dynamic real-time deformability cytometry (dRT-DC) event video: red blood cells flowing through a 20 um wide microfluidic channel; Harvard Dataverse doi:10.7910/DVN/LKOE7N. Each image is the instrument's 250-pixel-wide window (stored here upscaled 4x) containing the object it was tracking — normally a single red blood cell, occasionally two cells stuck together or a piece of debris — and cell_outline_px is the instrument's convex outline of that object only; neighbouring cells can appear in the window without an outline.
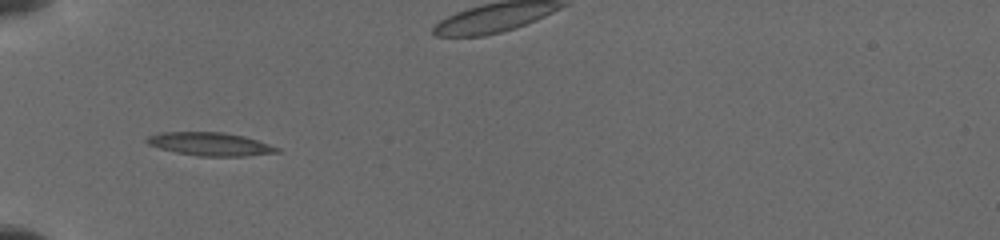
{"species": "common noctule bat (a hibernating species)", "species_latin": "Nyctalus noctula", "temperature_condition": "cold", "stored_images_in_passage": 18, "camera_frame_rate_fps": 3000, "um_per_image_px": 0.085, "animal": {"sex": "female", "body_mass_g": 19.5, "forearm_length_mm": 54.1}, "frame": {"image": 1, "passage_image": 1, "time_ms": 0.0, "image_size_px": [1000, 240], "cell_outline_px": [[280, 152], [244, 156], [200, 156], [176, 152], [160, 148], [148, 144], [144, 140], [148, 136], [160, 132], [224, 132], [244, 136], [280, 148]], "centroid_in_image_um": [17.85, 12.24], "position_along_channel_um": 67.2, "area_um2": 17.51}}
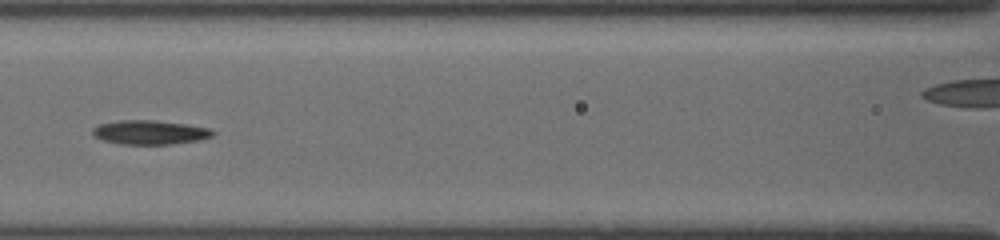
{"frame": {"image": 2, "passage_image": 12, "time_ms": 2.333, "image_size_px": [1000, 240], "cell_outline_px": [[216, 132], [212, 136], [200, 140], [172, 144], [120, 144], [104, 140], [96, 136], [92, 132], [92, 128], [100, 124], [120, 120], [156, 120], [188, 124], [208, 128]], "centroid_in_image_um": [12.77, 11.24], "position_along_channel_um": 153.8, "area_um2": 16.88}}
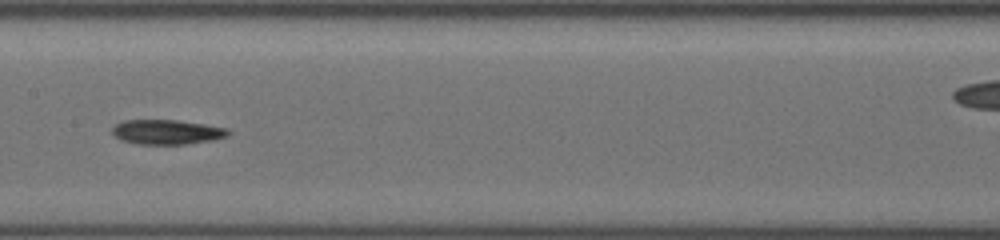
{"frame": {"image": 3, "passage_image": 17, "time_ms": 3.333, "image_size_px": [1000, 240], "cell_outline_px": [[228, 132], [224, 136], [212, 140], [184, 144], [140, 144], [120, 140], [112, 132], [112, 128], [116, 124], [124, 120], [176, 120], [204, 124], [228, 128]], "centroid_in_image_um": [14.14, 11.21], "position_along_channel_um": 193.3, "area_um2": 16.42}}